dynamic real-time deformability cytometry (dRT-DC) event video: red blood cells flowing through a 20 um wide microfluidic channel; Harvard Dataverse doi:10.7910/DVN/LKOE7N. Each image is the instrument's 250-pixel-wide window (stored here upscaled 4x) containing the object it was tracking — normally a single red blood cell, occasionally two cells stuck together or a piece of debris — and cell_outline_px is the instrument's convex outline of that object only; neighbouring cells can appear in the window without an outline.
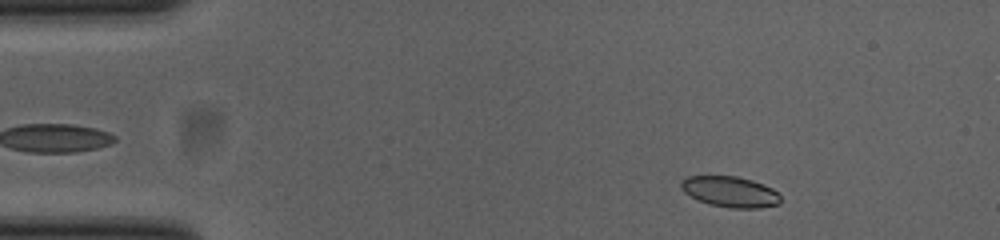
{"species": "common noctule bat (a hibernating species)", "species_latin": "Nyctalus noctula", "temperature_condition": "cold", "stored_images_in_passage": 49, "camera_frame_rate_fps": 3000, "um_per_image_px": 0.085, "animal": {"sex": "female", "body_mass_g": 23.0, "forearm_length_mm": 53.4}, "frame": {"image": 1, "passage_image": 4, "time_ms": 1.0, "image_size_px": [1000, 240], "cell_outline_px": [[780, 204], [760, 208], [728, 208], [708, 204], [684, 192], [680, 188], [680, 180], [688, 176], [736, 176], [752, 180], [764, 184], [772, 188], [780, 196]], "centroid_in_image_um": [62.06, 16.3], "position_along_channel_um": 22.9, "area_um2": 17.92}}
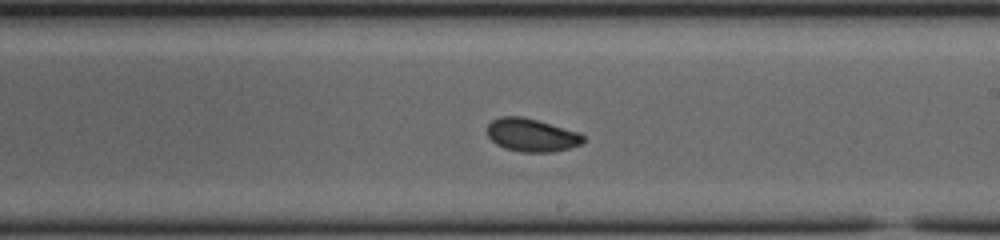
{"frame": {"image": 2, "passage_image": 27, "time_ms": 8.667, "image_size_px": [1000, 240], "cell_outline_px": [[584, 140], [580, 144], [568, 148], [552, 152], [520, 152], [504, 148], [496, 144], [488, 136], [488, 124], [492, 120], [500, 116], [520, 116], [536, 120], [580, 132], [584, 136]], "centroid_in_image_um": [45.17, 11.48], "position_along_channel_um": 243.8, "area_um2": 18.44}}
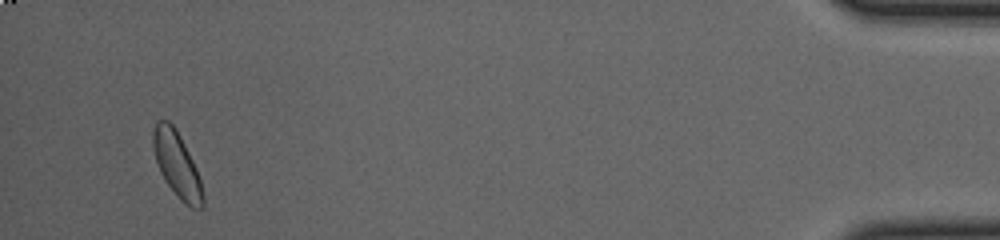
{"frame": {"image": 3, "passage_image": 47, "time_ms": 15.333, "image_size_px": [1000, 240], "cell_outline_px": [[204, 204], [200, 208], [192, 208], [180, 200], [164, 180], [160, 172], [156, 160], [152, 144], [152, 132], [156, 120], [168, 120], [176, 128], [196, 168], [200, 180], [204, 196]], "centroid_in_image_um": [15.02, 13.97], "position_along_channel_um": 420.2, "area_um2": 18.84}, "authors_computed_cell_mechanics": {"area_um2": 18.4382, "velocity_mm_per_s": 3.8474, "shape_relaxation_time_tau1_ms": 2.9211, "shape_relaxation_time_tau2_ms": 7.8858, "deformation_change_tau1": 0.0841, "deformation_change_tau2": 0.101}}